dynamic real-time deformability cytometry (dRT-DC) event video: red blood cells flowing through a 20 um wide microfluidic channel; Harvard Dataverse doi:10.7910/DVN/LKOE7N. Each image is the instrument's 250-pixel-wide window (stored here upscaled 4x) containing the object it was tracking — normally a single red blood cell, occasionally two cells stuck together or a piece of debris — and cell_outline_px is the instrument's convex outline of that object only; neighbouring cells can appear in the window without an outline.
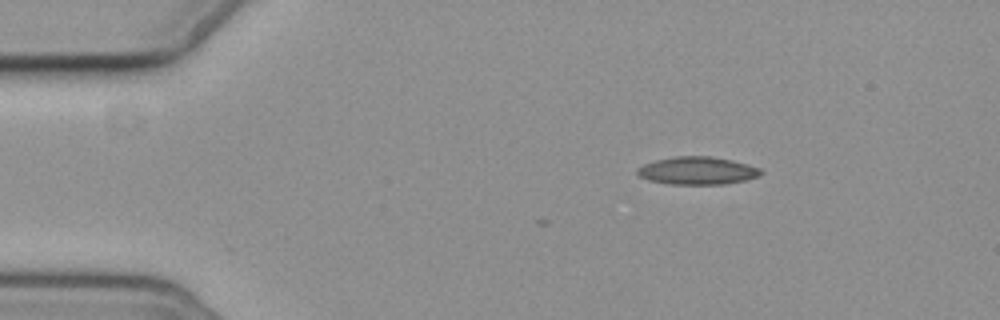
{"species": "common noctule bat (a hibernating species)", "species_latin": "Nyctalus noctula", "temperature_condition": "cold", "stored_images_in_passage": 5, "camera_frame_rate_fps": 3000, "um_per_image_px": 0.085, "animal": {"sex": "female", "body_mass_g": 19.3, "forearm_length_mm": 54.1}, "frame": {"image": 1, "passage_image": 2, "time_ms": 1.667, "image_size_px": [1000, 320], "cell_outline_px": [[764, 172], [760, 176], [744, 180], [724, 184], [668, 184], [648, 180], [640, 176], [636, 172], [636, 168], [644, 164], [656, 160], [676, 156], [712, 156], [732, 160], [748, 164], [760, 168]], "centroid_in_image_um": [59.28, 14.5], "position_along_channel_um": 25.7, "area_um2": 20.06}}
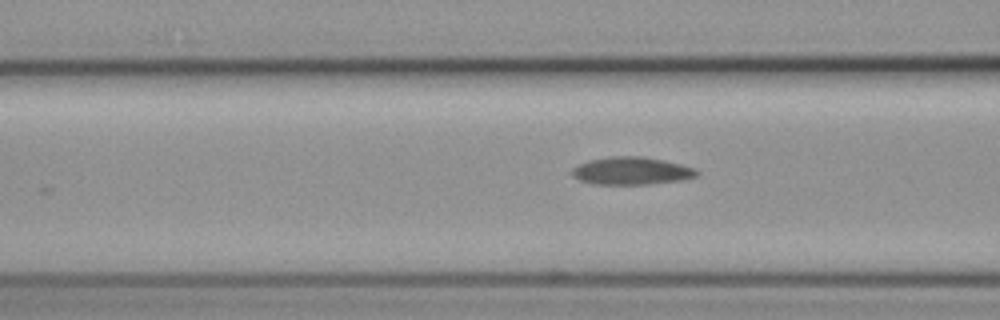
{"frame": {"image": 2, "passage_image": 5, "time_ms": 6.0, "image_size_px": [1000, 320], "cell_outline_px": [[700, 172], [696, 176], [684, 180], [648, 184], [592, 184], [580, 180], [572, 176], [572, 168], [588, 160], [612, 156], [640, 156], [664, 160], [696, 168]], "centroid_in_image_um": [53.69, 14.52], "position_along_channel_um": 112.9, "area_um2": 20.17}}